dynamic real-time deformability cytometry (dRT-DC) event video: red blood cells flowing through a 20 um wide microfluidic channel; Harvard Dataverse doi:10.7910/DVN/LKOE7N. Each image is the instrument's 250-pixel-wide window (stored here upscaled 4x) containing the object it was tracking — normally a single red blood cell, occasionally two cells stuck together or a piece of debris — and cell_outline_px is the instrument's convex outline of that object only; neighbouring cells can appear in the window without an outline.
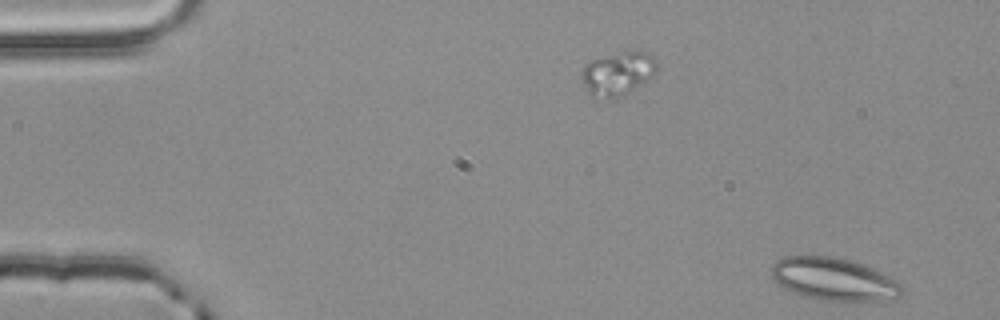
{"species": "common noctule bat (a hibernating species)", "species_latin": "Nyctalus noctula", "temperature_condition": "room temperature", "stored_images_in_passage": 7, "segment_of_instrument_passage": [2, 2], "camera_frame_rate_fps": 3000, "um_per_image_px": 0.085, "animal": {"sex": "male", "body_mass_g": 20.4}, "frame": {"image": 1, "passage_image": 7, "time_ms": 2.0, "image_size_px": [1000, 320], "cell_outline_px": [[908, 292], [900, 296], [880, 300], [820, 300], [800, 296], [784, 288], [772, 276], [772, 264], [776, 260], [784, 256], [832, 256], [852, 260], [892, 276], [900, 280]], "centroid_in_image_um": [70.94, 23.72], "position_along_channel_um": 14.1, "area_um2": 32.77}}